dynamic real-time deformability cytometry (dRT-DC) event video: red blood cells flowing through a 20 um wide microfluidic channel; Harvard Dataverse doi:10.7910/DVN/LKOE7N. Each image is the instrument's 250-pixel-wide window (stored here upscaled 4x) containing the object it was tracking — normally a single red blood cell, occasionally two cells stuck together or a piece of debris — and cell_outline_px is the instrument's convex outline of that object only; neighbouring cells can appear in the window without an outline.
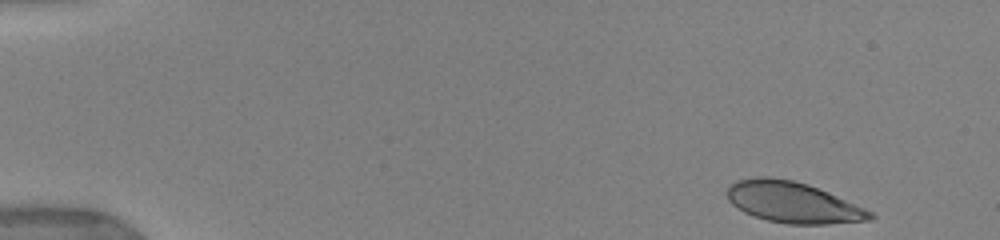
{"species": "human", "species_latin": "Homo sapiens", "temperature_condition": "warm", "stored_images_in_passage": 7, "camera_frame_rate_fps": 3000, "um_per_image_px": 0.085, "donor": {"sex": "female"}, "frame": {"image": 1, "passage_image": 1, "time_ms": 0.0, "image_size_px": [1000, 240], "cell_outline_px": [[876, 216], [872, 220], [828, 224], [788, 224], [768, 220], [744, 212], [736, 208], [728, 200], [724, 192], [736, 180], [756, 176], [768, 176], [792, 180], [808, 184], [828, 192], [864, 208], [872, 212]], "centroid_in_image_um": [67.37, 17.19], "position_along_channel_um": 17.6, "area_um2": 34.22}}
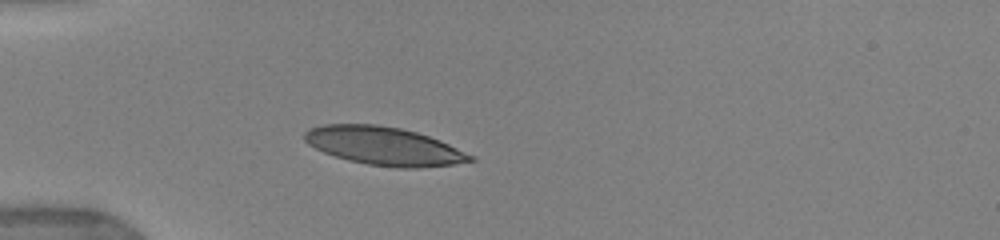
{"frame": {"image": 2, "passage_image": 5, "time_ms": 3.667, "image_size_px": [1000, 240], "cell_outline_px": [[476, 160], [452, 164], [420, 168], [396, 168], [368, 164], [348, 160], [324, 152], [308, 144], [304, 140], [304, 132], [308, 128], [324, 124], [376, 124], [400, 128], [416, 132], [440, 140], [476, 156]], "centroid_in_image_um": [32.65, 12.41], "position_along_channel_um": 52.4, "area_um2": 36.99}}